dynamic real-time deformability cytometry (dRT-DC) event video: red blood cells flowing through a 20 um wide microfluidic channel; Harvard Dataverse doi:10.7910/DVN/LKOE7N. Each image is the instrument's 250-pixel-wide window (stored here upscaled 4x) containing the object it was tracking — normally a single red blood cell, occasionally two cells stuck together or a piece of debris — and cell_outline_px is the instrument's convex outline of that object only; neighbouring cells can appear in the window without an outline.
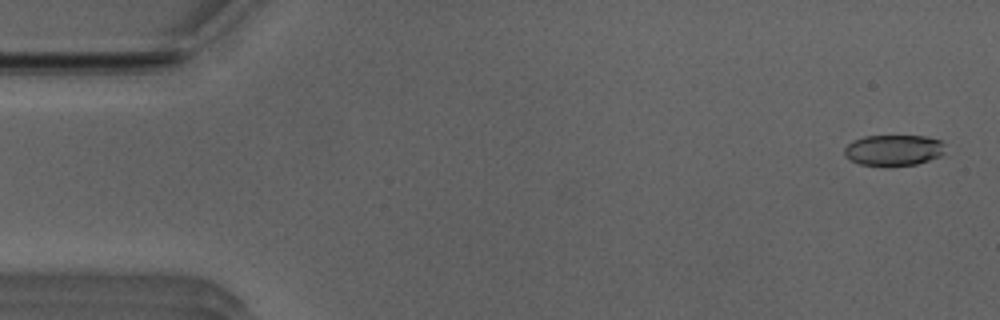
{"species": "Egyptian fruit bat (a non-hibernating species)", "species_latin": "Rousettus aegyptiacus", "temperature_condition": "room temperature", "stored_images_in_passage": 11, "camera_frame_rate_fps": 3000, "um_per_image_px": 0.085, "animal": {"sex": "male"}, "frame": {"image": 1, "passage_image": 2, "time_ms": 0.333, "image_size_px": [1000, 320], "cell_outline_px": [[944, 152], [940, 156], [916, 164], [860, 164], [844, 156], [844, 148], [852, 140], [864, 136], [924, 136], [940, 140], [944, 144]], "centroid_in_image_um": [75.95, 12.73], "position_along_channel_um": 9.1, "area_um2": 17.74}}